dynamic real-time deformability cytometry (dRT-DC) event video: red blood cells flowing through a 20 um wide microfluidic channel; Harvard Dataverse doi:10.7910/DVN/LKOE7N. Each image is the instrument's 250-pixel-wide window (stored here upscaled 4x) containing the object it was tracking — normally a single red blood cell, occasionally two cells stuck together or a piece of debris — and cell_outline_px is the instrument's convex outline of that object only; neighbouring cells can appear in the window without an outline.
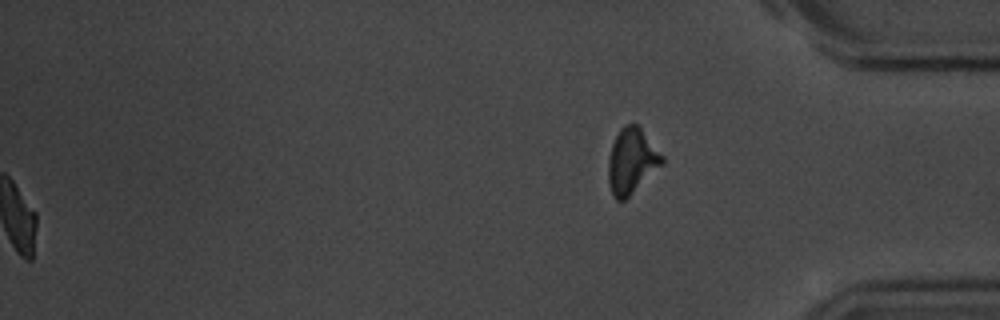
{"species": "common noctule bat (a hibernating species)", "species_latin": "Nyctalus noctula", "temperature_condition": "room temperature", "stored_images_in_passage": 45, "segment_of_instrument_passage": [2, 2], "camera_frame_rate_fps": 3000, "um_per_image_px": 0.085, "animal": {"sex": "male", "body_mass_g": 20.1, "forearm_length_mm": 53.5}, "frame": {"image": 1, "passage_image": 45, "time_ms": 14.667, "image_size_px": [1000, 320], "cell_outline_px": [[664, 164], [624, 200], [616, 200], [612, 196], [608, 180], [608, 160], [612, 144], [620, 128], [624, 124], [636, 124], [640, 128], [664, 156]], "centroid_in_image_um": [53.69, 13.69], "position_along_channel_um": 381.5, "area_um2": 20.4}}